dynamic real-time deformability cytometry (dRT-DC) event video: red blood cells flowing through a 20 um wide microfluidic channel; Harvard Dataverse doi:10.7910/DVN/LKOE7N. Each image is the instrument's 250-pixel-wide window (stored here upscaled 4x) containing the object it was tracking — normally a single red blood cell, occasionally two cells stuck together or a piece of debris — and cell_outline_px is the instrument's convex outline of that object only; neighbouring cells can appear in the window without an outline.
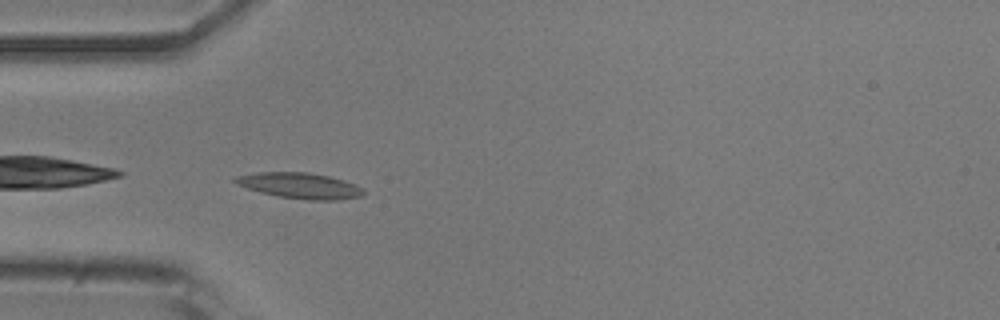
{"species": "common noctule bat (a hibernating species)", "species_latin": "Nyctalus noctula", "temperature_condition": "room temperature", "stored_images_in_passage": 33, "camera_frame_rate_fps": 3000, "um_per_image_px": 0.085, "animal": {"sex": "male", "body_mass_g": 20.5, "forearm_length_mm": 52.5}, "frame": {"image": 1, "passage_image": 1, "time_ms": 0.0, "image_size_px": [1000, 320], "cell_outline_px": [[364, 192], [360, 196], [340, 200], [308, 200], [276, 196], [260, 192], [236, 184], [232, 180], [240, 176], [260, 172], [308, 172], [328, 176], [344, 180], [360, 188]], "centroid_in_image_um": [25.48, 15.78], "position_along_channel_um": 59.5, "area_um2": 18.96}}
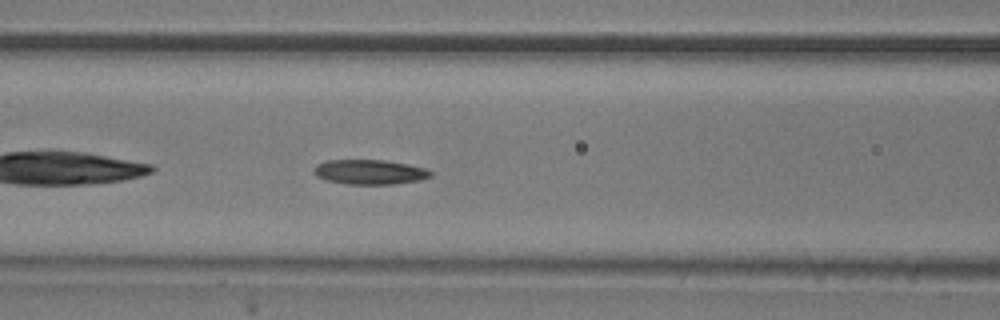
{"frame": {"image": 2, "passage_image": 7, "time_ms": 2.0, "image_size_px": [1000, 320], "cell_outline_px": [[432, 176], [420, 180], [396, 184], [348, 184], [328, 180], [316, 176], [312, 168], [316, 164], [328, 160], [380, 160], [408, 164], [424, 168], [432, 172]], "centroid_in_image_um": [31.42, 14.62], "position_along_channel_um": 135.2, "area_um2": 16.76}}
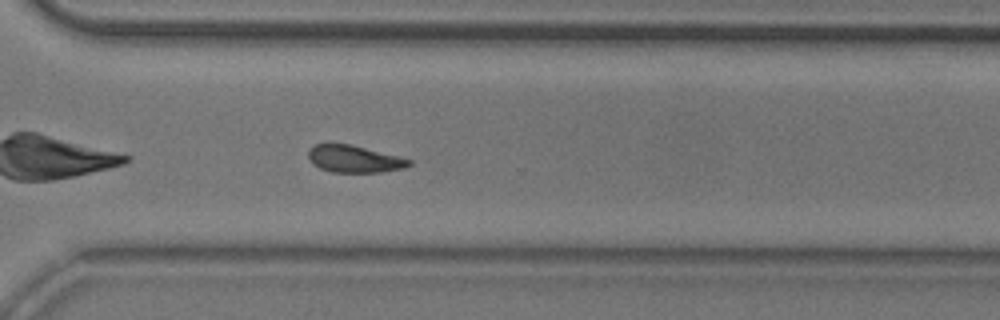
{"frame": {"image": 3, "passage_image": 23, "time_ms": 7.333, "image_size_px": [1000, 320], "cell_outline_px": [[412, 164], [404, 168], [380, 172], [332, 172], [320, 168], [312, 164], [308, 156], [308, 152], [316, 144], [328, 140], [348, 144], [412, 160]], "centroid_in_image_um": [30.04, 13.49], "position_along_channel_um": 340.6, "area_um2": 16.01}, "authors_computed_cell_mechanics": {"area_um2": 16.6464, "velocity_mm_per_s": 3.8619, "shape_relaxation_time_tau1_ms": 4.5096, "shape_relaxation_time_tau2_ms": null, "deformation_change_tau1": 0.1261, "deformation_change_tau2": null}}